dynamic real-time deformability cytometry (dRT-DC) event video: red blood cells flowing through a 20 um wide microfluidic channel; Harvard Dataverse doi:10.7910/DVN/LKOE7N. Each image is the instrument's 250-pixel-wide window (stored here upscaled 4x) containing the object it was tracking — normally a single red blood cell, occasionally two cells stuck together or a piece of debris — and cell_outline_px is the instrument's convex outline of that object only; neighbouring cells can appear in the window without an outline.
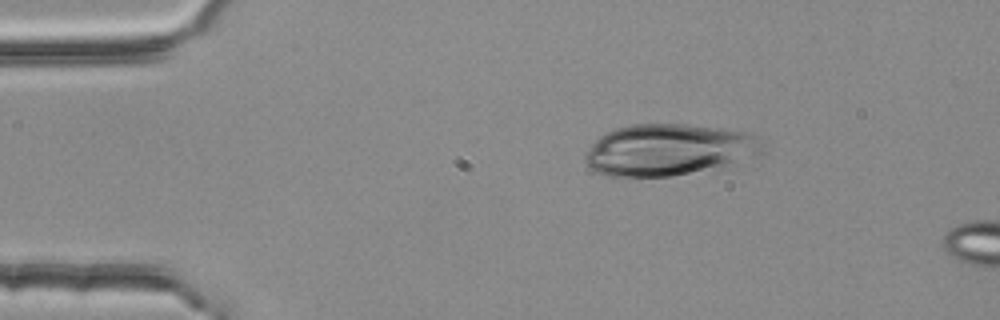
{"species": "common noctule bat (a hibernating species)", "species_latin": "Nyctalus noctula", "temperature_condition": "room temperature", "stored_images_in_passage": 6, "camera_frame_rate_fps": 3000, "um_per_image_px": 0.085, "animal": {"sex": "female", "body_mass_g": 25.1}, "frame": {"image": 1, "passage_image": 1, "time_ms": 0.0, "image_size_px": [1000, 320], "cell_outline_px": [[764, 152], [720, 168], [672, 176], [608, 176], [596, 172], [584, 160], [584, 156], [592, 144], [604, 132], [612, 128], [628, 124], [684, 124], [720, 128], [748, 132], [760, 136], [764, 144]], "centroid_in_image_um": [56.87, 12.72], "position_along_channel_um": 28.1, "area_um2": 53.75}}